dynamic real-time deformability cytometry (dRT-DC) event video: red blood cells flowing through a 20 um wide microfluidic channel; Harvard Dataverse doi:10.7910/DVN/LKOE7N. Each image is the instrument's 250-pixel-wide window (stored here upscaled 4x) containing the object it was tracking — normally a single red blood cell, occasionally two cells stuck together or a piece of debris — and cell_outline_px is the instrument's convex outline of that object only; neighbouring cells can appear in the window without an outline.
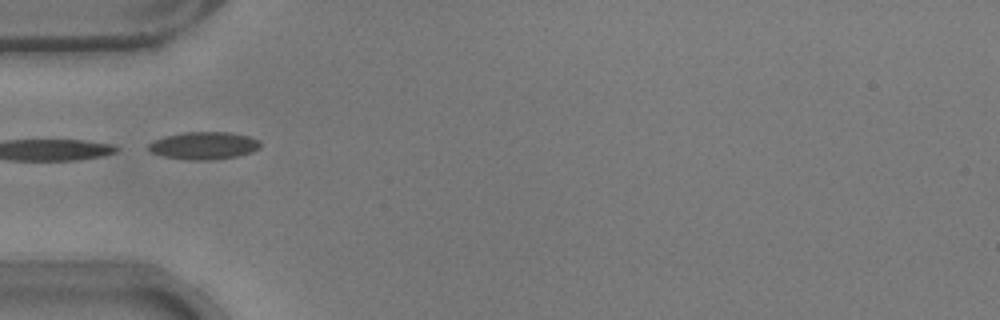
{"species": "common noctule bat (a hibernating species)", "species_latin": "Nyctalus noctula", "temperature_condition": "warm", "stored_images_in_passage": 33, "camera_frame_rate_fps": 3000, "um_per_image_px": 0.085, "animal": {"sex": "male", "body_mass_g": 17.9}, "frame": {"image": 1, "passage_image": 1, "time_ms": 0.0, "image_size_px": [1000, 320], "cell_outline_px": [[260, 148], [252, 152], [236, 156], [208, 160], [184, 160], [164, 156], [148, 152], [148, 144], [164, 136], [184, 132], [228, 132], [248, 136], [260, 140]], "centroid_in_image_um": [17.31, 12.38], "position_along_channel_um": 67.7, "area_um2": 17.98}}